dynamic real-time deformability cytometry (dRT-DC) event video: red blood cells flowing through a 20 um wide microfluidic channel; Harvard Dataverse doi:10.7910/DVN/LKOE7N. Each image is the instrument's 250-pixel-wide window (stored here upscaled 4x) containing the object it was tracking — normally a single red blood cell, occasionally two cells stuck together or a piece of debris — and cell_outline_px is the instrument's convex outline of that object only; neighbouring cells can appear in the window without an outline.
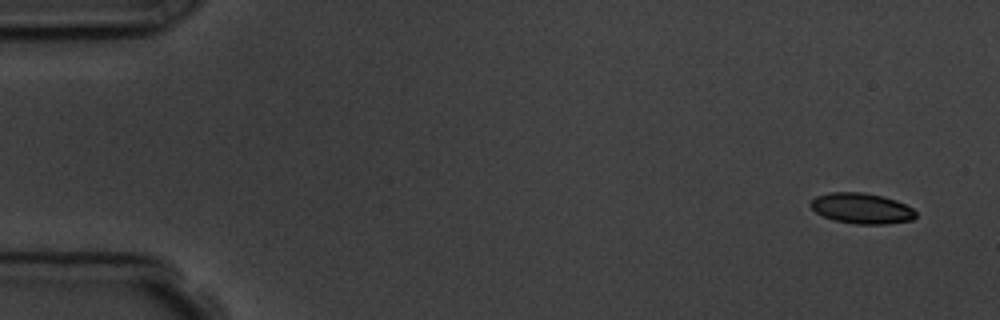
{"species": "common noctule bat (a hibernating species)", "species_latin": "Nyctalus noctula", "temperature_condition": "room temperature", "stored_images_in_passage": 5, "segment_of_instrument_passage": [2, 2], "camera_frame_rate_fps": 3000, "um_per_image_px": 0.085, "animal": {"sex": "male", "body_mass_g": 19.5, "forearm_length_mm": 54.6}, "frame": {"image": 1, "passage_image": 5, "time_ms": 6.333, "image_size_px": [1000, 320], "cell_outline_px": [[916, 216], [912, 220], [888, 224], [856, 224], [836, 220], [824, 216], [816, 212], [808, 204], [816, 196], [828, 192], [864, 192], [884, 196], [896, 200], [912, 208], [916, 212]], "centroid_in_image_um": [73.25, 17.7], "position_along_channel_um": 11.8, "area_um2": 18.79}}